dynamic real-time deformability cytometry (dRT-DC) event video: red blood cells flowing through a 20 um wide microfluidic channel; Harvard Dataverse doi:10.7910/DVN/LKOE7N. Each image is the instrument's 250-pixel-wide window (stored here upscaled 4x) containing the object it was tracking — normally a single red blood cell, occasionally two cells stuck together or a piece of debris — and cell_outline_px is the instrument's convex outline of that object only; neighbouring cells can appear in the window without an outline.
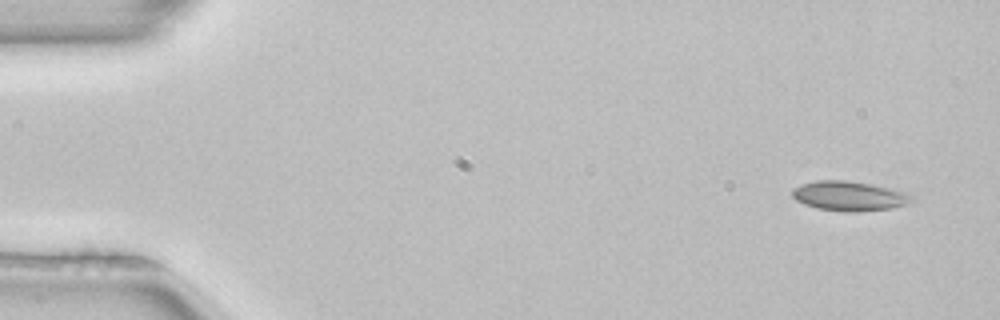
{"species": "common noctule bat (a hibernating species)", "species_latin": "Nyctalus noctula", "temperature_condition": "room temperature", "stored_images_in_passage": 4, "camera_frame_rate_fps": 3000, "um_per_image_px": 0.085, "animal": {"sex": "female", "body_mass_g": 22.7, "forearm_length_mm": 54.2}, "frame": {"image": 1, "passage_image": 1, "time_ms": 0.0, "image_size_px": [1000, 320], "cell_outline_px": [[916, 196], [908, 204], [892, 208], [856, 212], [848, 212], [816, 208], [804, 204], [796, 200], [792, 196], [792, 188], [800, 184], [816, 180], [844, 180], [868, 184], [908, 192]], "centroid_in_image_um": [72.18, 16.66], "position_along_channel_um": 12.8, "area_um2": 20.75}}
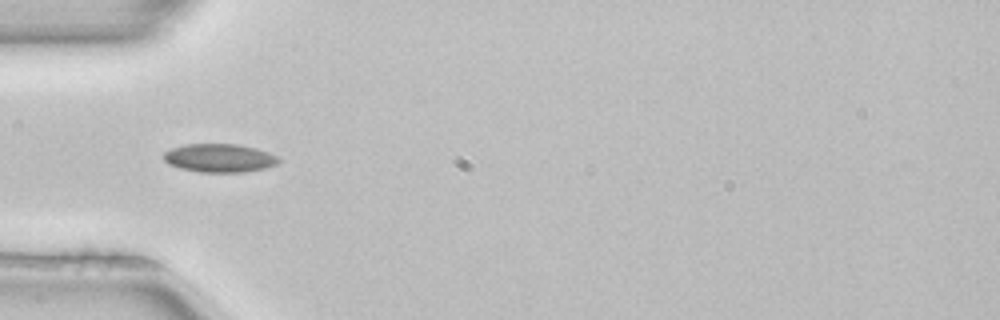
{"frame": {"image": 2, "passage_image": 3, "time_ms": 0.667, "image_size_px": [1000, 320], "cell_outline_px": [[280, 160], [276, 164], [264, 168], [244, 172], [200, 172], [180, 168], [168, 164], [164, 160], [164, 152], [172, 148], [184, 144], [236, 144], [256, 148], [268, 152], [276, 156]], "centroid_in_image_um": [18.63, 13.43], "position_along_channel_um": 66.4, "area_um2": 18.96}}